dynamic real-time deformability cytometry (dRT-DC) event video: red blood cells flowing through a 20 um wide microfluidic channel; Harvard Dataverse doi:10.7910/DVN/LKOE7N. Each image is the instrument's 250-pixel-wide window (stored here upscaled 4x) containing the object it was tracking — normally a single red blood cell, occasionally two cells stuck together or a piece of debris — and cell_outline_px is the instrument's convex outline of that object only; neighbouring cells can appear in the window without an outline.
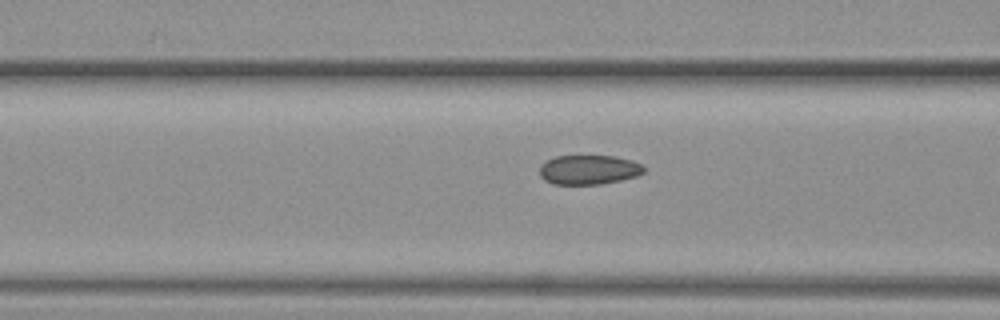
{"species": "common noctule bat (a hibernating species)", "species_latin": "Nyctalus noctula", "temperature_condition": "warm", "stored_images_in_passage": 10, "camera_frame_rate_fps": 3000, "um_per_image_px": 0.085, "animal": {"sex": "female", "body_mass_g": 19.3, "forearm_length_mm": 54.1}, "frame": {"image": 1, "passage_image": 9, "time_ms": 2.667, "image_size_px": [1000, 320], "cell_outline_px": [[644, 172], [636, 176], [620, 180], [600, 184], [552, 184], [544, 180], [540, 176], [540, 164], [556, 156], [616, 156], [632, 160], [640, 164], [644, 168]], "centroid_in_image_um": [50.02, 14.43], "position_along_channel_um": 116.6, "area_um2": 17.86}}